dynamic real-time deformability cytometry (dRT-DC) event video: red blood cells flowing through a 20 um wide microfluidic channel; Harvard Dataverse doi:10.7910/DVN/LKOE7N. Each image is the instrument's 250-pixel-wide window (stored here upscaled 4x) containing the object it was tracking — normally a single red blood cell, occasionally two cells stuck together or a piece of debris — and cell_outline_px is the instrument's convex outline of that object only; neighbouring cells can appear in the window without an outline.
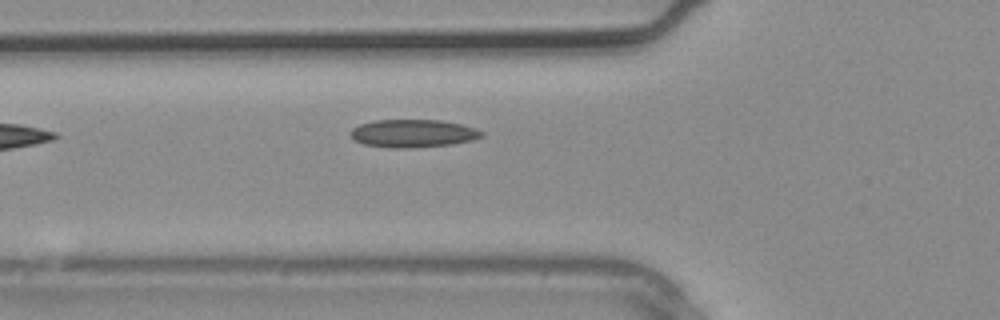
{"species": "common noctule bat (a hibernating species)", "species_latin": "Nyctalus noctula", "temperature_condition": "warm", "stored_images_in_passage": 2, "camera_frame_rate_fps": 3000, "um_per_image_px": 0.085, "animal": {"sex": "male", "body_mass_g": 20.4}, "frame": {"image": 1, "passage_image": 2, "time_ms": 0.333, "image_size_px": [1000, 320], "cell_outline_px": [[484, 136], [472, 140], [452, 144], [404, 148], [396, 148], [364, 144], [352, 140], [348, 132], [352, 128], [360, 124], [376, 120], [440, 120], [460, 124], [476, 128], [484, 132]], "centroid_in_image_um": [35.08, 11.33], "position_along_channel_um": 90.7, "area_um2": 21.33}}